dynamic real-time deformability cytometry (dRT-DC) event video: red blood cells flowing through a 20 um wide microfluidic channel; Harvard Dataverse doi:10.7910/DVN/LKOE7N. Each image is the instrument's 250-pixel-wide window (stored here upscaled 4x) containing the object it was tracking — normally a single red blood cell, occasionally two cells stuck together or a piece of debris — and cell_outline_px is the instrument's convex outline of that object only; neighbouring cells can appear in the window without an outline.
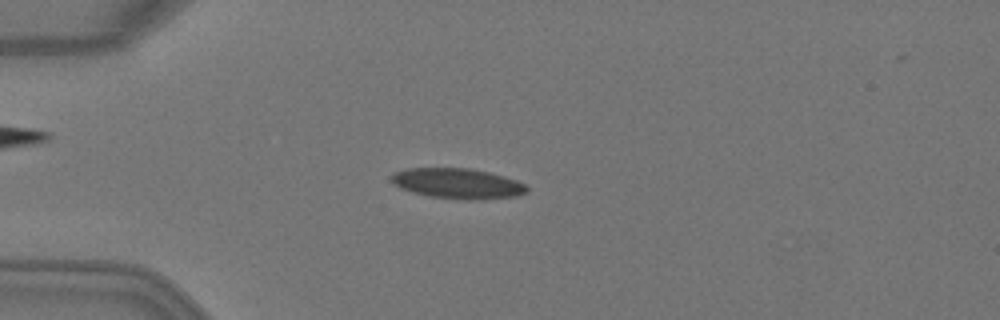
{"species": "Egyptian fruit bat (a non-hibernating species)", "species_latin": "Rousettus aegyptiacus", "temperature_condition": "warm", "stored_images_in_passage": 3, "camera_frame_rate_fps": 3000, "um_per_image_px": 0.085, "animal": {"sex": "female"}, "frame": {"image": 1, "passage_image": 3, "time_ms": 0.667, "image_size_px": [1000, 320], "cell_outline_px": [[528, 192], [516, 196], [472, 200], [468, 200], [428, 196], [412, 192], [400, 188], [392, 180], [392, 172], [408, 168], [472, 168], [504, 176], [516, 180], [524, 184], [528, 188]], "centroid_in_image_um": [38.9, 15.59], "position_along_channel_um": 46.1, "area_um2": 23.87}}